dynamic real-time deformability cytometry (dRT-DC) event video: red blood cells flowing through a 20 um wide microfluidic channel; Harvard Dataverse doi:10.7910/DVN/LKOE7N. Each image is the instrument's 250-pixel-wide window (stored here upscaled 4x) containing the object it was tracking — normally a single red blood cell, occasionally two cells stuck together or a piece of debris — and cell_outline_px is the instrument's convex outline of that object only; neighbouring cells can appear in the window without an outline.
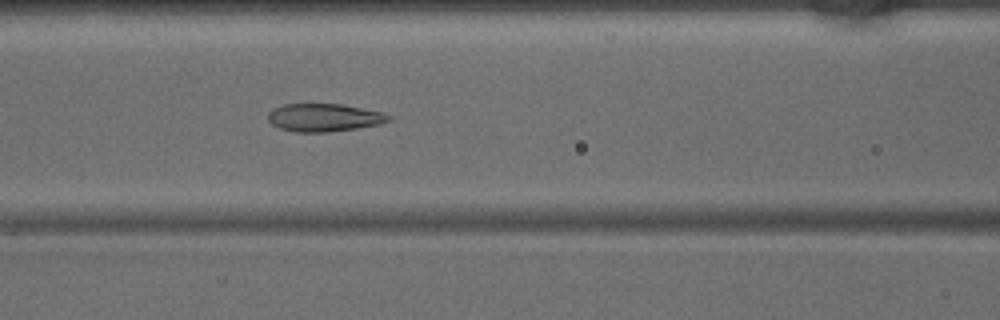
{"species": "common noctule bat (a hibernating species)", "species_latin": "Nyctalus noctula", "temperature_condition": "warm", "stored_images_in_passage": 45, "camera_frame_rate_fps": 3000, "um_per_image_px": 0.085, "animal": {"sex": "male", "body_mass_g": 15.6}, "frame": {"image": 1, "passage_image": 19, "time_ms": 6.0, "image_size_px": [1000, 320], "cell_outline_px": [[392, 120], [380, 124], [356, 128], [328, 132], [296, 132], [280, 128], [272, 124], [268, 120], [268, 112], [272, 108], [284, 104], [340, 104], [384, 112], [392, 116]], "centroid_in_image_um": [27.56, 9.99], "position_along_channel_um": 139.0, "area_um2": 19.71}}
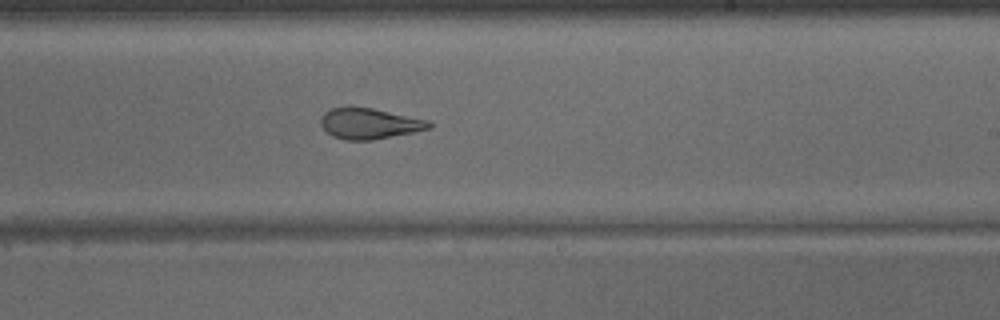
{"frame": {"image": 2, "passage_image": 27, "time_ms": 8.667, "image_size_px": [1000, 320], "cell_outline_px": [[432, 128], [372, 140], [348, 140], [332, 136], [320, 124], [320, 116], [324, 112], [332, 108], [372, 108], [428, 120], [432, 124]], "centroid_in_image_um": [31.39, 10.51], "position_along_channel_um": 257.6, "area_um2": 19.07}}
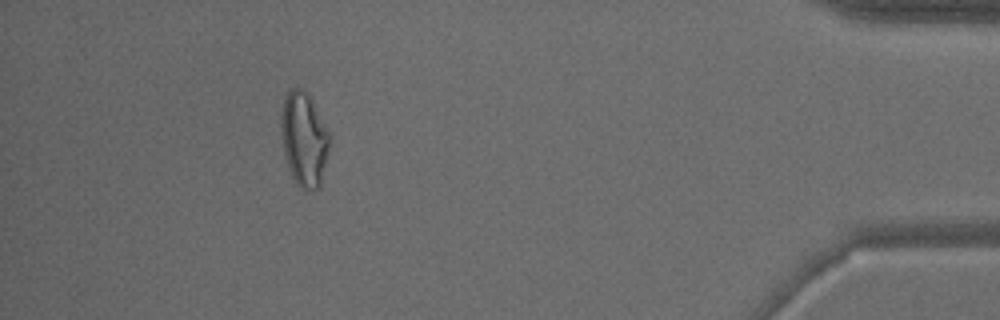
{"frame": {"image": 3, "passage_image": 41, "time_ms": 13.333, "image_size_px": [1000, 320], "cell_outline_px": [[328, 148], [320, 188], [312, 192], [296, 184], [292, 176], [284, 152], [280, 124], [280, 116], [284, 96], [292, 88], [300, 88], [312, 100], [328, 132]], "centroid_in_image_um": [25.81, 11.84], "position_along_channel_um": 409.4, "area_um2": 26.07}}